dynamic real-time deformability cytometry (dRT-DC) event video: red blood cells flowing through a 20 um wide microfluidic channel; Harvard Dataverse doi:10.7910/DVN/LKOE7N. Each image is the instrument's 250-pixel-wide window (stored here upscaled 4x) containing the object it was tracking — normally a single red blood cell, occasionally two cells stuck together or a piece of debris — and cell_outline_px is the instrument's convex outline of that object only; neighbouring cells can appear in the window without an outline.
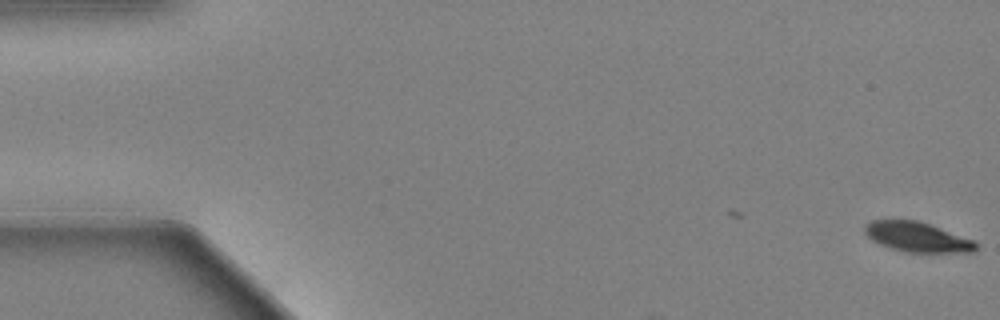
{"species": "Egyptian fruit bat (a non-hibernating species)", "species_latin": "Rousettus aegyptiacus", "temperature_condition": "warm", "stored_images_in_passage": 54, "camera_frame_rate_fps": 3000, "um_per_image_px": 0.085, "animal": {"sex": "female"}, "frame": {"image": 1, "passage_image": 1, "time_ms": 0.0, "image_size_px": [1000, 320], "cell_outline_px": [[976, 252], [908, 252], [892, 248], [880, 244], [872, 240], [864, 232], [864, 224], [872, 220], [916, 220], [976, 240]], "centroid_in_image_um": [77.97, 20.14], "position_along_channel_um": 7.0, "area_um2": 19.19}}
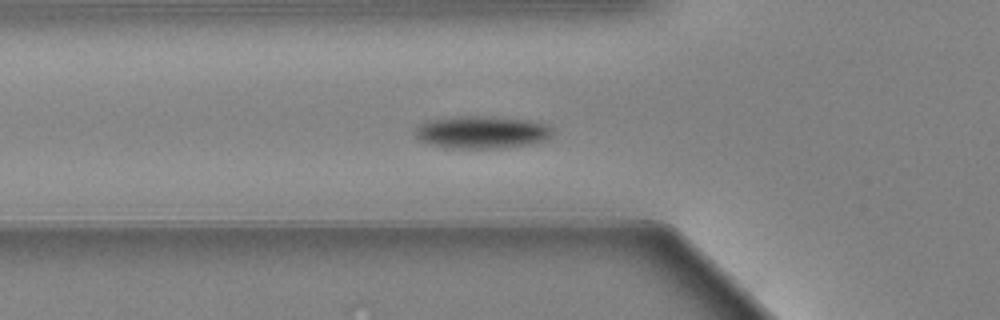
{"frame": {"image": 2, "passage_image": 21, "time_ms": 6.667, "image_size_px": [1000, 320], "cell_outline_px": [[556, 128], [552, 136], [544, 140], [532, 144], [504, 148], [452, 148], [428, 144], [416, 140], [412, 132], [420, 124], [428, 120], [456, 116], [476, 116], [528, 120], [544, 124]], "centroid_in_image_um": [40.92, 11.25], "position_along_channel_um": 84.9, "area_um2": 26.36}}
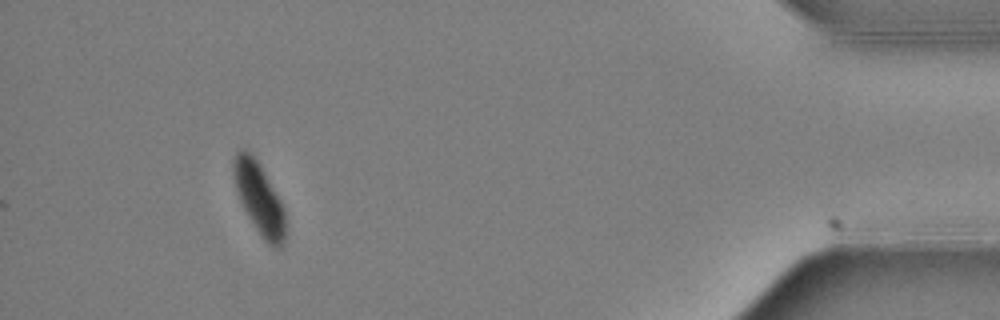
{"frame": {"image": 3, "passage_image": 54, "time_ms": 17.667, "image_size_px": [1000, 320], "cell_outline_px": [[284, 244], [280, 248], [272, 248], [260, 236], [248, 216], [240, 200], [236, 188], [232, 172], [232, 160], [236, 152], [240, 148], [244, 148], [252, 152], [260, 164], [280, 200], [284, 208]], "centroid_in_image_um": [22.0, 16.83], "position_along_channel_um": 413.2, "area_um2": 21.73}, "authors_computed_cell_mechanics": {"area_um2": 23.4957, "velocity_mm_per_s": 3.5541, "shape_relaxation_time_tau1_ms": 2.5649, "shape_relaxation_time_tau2_ms": null, "deformation_change_tau1": 0.148, "deformation_change_tau2": null}}